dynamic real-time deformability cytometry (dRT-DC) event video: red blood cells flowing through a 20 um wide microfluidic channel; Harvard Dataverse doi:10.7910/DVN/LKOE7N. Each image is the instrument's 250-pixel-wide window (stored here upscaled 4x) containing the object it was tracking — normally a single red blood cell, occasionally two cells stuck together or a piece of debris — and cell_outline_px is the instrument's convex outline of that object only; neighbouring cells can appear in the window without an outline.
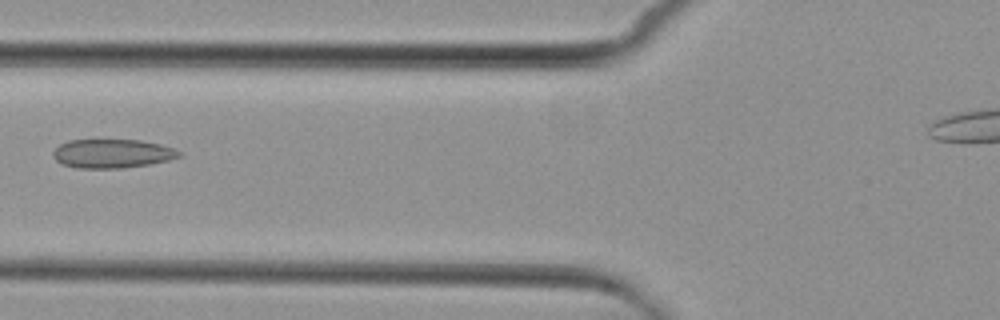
{"species": "common noctule bat (a hibernating species)", "species_latin": "Nyctalus noctula", "temperature_condition": "cold", "stored_images_in_passage": 2, "camera_frame_rate_fps": 3000, "um_per_image_px": 0.085, "animal": {"sex": "female", "body_mass_g": 29.2, "forearm_length_mm": 56.3}, "frame": {"image": 1, "passage_image": 2, "time_ms": 1.333, "image_size_px": [1000, 320], "cell_outline_px": [[184, 156], [152, 164], [124, 168], [76, 168], [60, 164], [52, 156], [52, 152], [60, 144], [68, 140], [140, 140], [160, 144], [184, 152]], "centroid_in_image_um": [9.56, 13.06], "position_along_channel_um": 116.2, "area_um2": 21.5}}